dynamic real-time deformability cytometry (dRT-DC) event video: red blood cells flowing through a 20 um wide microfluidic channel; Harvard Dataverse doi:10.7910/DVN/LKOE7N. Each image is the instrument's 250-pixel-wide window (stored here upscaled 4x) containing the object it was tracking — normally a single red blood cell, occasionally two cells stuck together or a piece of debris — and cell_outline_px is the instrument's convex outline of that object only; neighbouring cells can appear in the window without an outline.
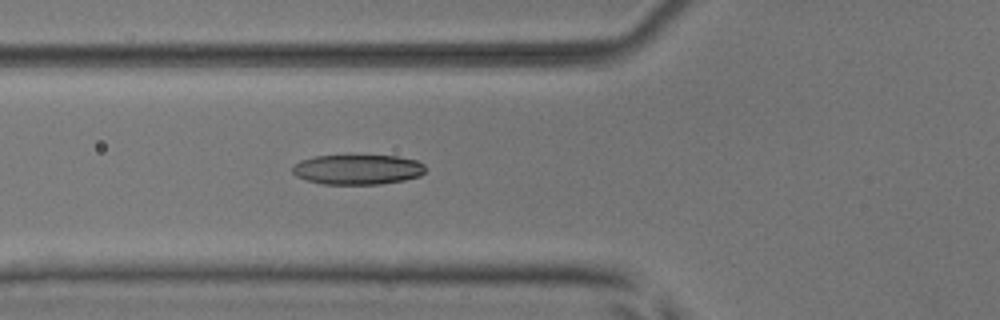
{"species": "common noctule bat (a hibernating species)", "species_latin": "Nyctalus noctula", "temperature_condition": "room temperature", "stored_images_in_passage": 4, "camera_frame_rate_fps": 3000, "um_per_image_px": 0.085, "animal": {"sex": "male", "body_mass_g": 17.9, "forearm_length_mm": 54.2}, "frame": {"image": 1, "passage_image": 4, "time_ms": 4.333, "image_size_px": [1000, 320], "cell_outline_px": [[424, 172], [420, 176], [404, 180], [380, 184], [324, 184], [308, 180], [296, 176], [292, 172], [292, 168], [300, 160], [316, 156], [396, 156], [416, 160], [424, 164]], "centroid_in_image_um": [30.4, 14.41], "position_along_channel_um": 95.4, "area_um2": 23.0}}